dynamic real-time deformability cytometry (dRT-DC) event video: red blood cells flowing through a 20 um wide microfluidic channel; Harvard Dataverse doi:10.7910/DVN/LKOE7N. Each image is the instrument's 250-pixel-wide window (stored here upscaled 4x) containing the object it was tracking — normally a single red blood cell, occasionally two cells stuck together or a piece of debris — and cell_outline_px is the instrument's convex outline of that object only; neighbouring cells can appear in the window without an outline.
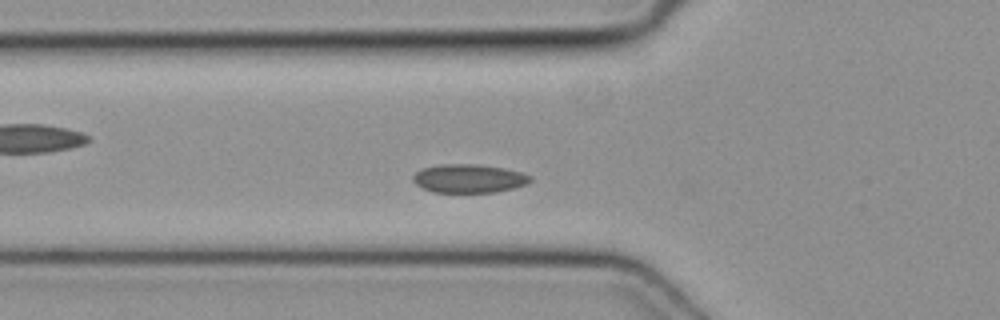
{"species": "common noctule bat (a hibernating species)", "species_latin": "Nyctalus noctula", "temperature_condition": "cold", "stored_images_in_passage": 45, "camera_frame_rate_fps": 3000, "um_per_image_px": 0.085, "animal": {"sex": "female", "body_mass_g": 19.3, "forearm_length_mm": 54.1}, "frame": {"image": 1, "passage_image": 12, "time_ms": 3.667, "image_size_px": [1000, 320], "cell_outline_px": [[532, 180], [528, 184], [496, 192], [432, 192], [416, 184], [412, 180], [412, 176], [420, 168], [440, 164], [476, 164], [504, 168], [520, 172], [532, 176]], "centroid_in_image_um": [39.84, 15.16], "position_along_channel_um": 86.0, "area_um2": 19.59}}
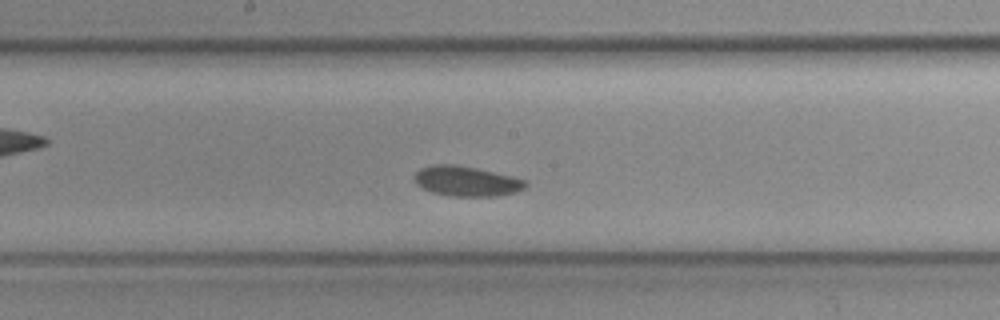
{"frame": {"image": 2, "passage_image": 21, "time_ms": 6.667, "image_size_px": [1000, 320], "cell_outline_px": [[528, 184], [524, 188], [516, 192], [496, 196], [452, 196], [432, 192], [416, 184], [412, 180], [412, 176], [420, 168], [432, 164], [456, 164], [476, 168], [512, 176], [528, 180]], "centroid_in_image_um": [39.63, 15.39], "position_along_channel_um": 208.6, "area_um2": 19.65}}
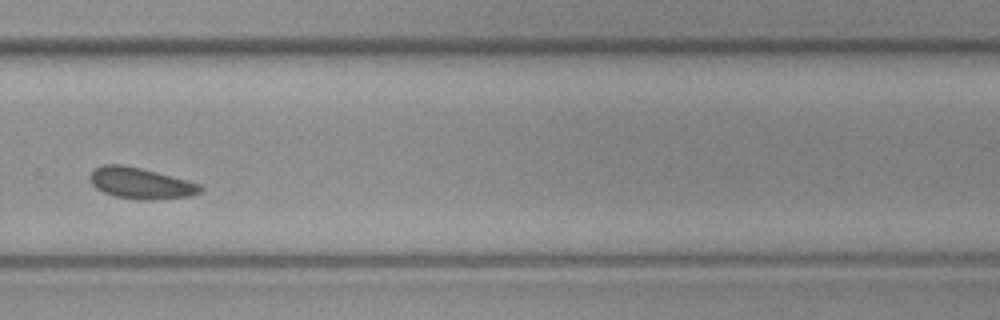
{"frame": {"image": 3, "passage_image": 29, "time_ms": 9.333, "image_size_px": [1000, 320], "cell_outline_px": [[204, 188], [200, 192], [188, 196], [148, 200], [144, 200], [116, 196], [104, 192], [96, 188], [92, 184], [88, 176], [96, 168], [104, 164], [120, 164], [140, 168], [188, 180], [200, 184]], "centroid_in_image_um": [11.95, 15.57], "position_along_channel_um": 317.8, "area_um2": 19.77}}